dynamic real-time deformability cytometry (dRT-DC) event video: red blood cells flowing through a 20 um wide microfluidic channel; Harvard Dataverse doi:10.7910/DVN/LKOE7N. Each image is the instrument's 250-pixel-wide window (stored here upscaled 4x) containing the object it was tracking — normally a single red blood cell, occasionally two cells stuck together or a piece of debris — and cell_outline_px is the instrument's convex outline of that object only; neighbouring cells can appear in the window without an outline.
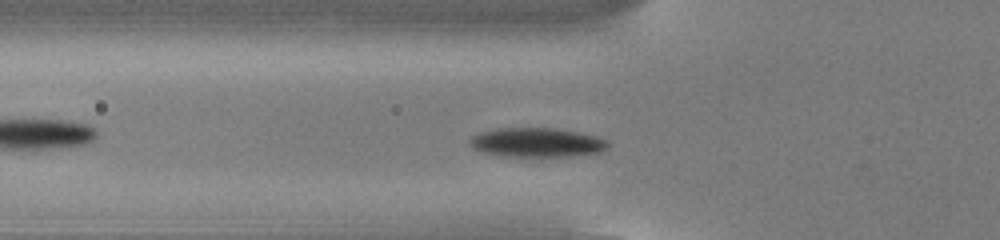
{"species": "common noctule bat (a hibernating species)", "species_latin": "Nyctalus noctula", "temperature_condition": "cold", "stored_images_in_passage": 45, "camera_frame_rate_fps": 3000, "um_per_image_px": 0.085, "animal": {"sex": "male", "body_mass_g": 13.0, "forearm_length_mm": 53.1}, "frame": {"image": 1, "passage_image": 10, "time_ms": 3.0, "image_size_px": [1000, 240], "cell_outline_px": [[608, 148], [604, 152], [572, 156], [500, 156], [480, 152], [472, 148], [468, 144], [468, 140], [472, 136], [480, 132], [500, 128], [552, 128], [576, 132], [596, 136], [608, 140]], "centroid_in_image_um": [45.61, 12.12], "position_along_channel_um": 80.2, "area_um2": 23.76}}
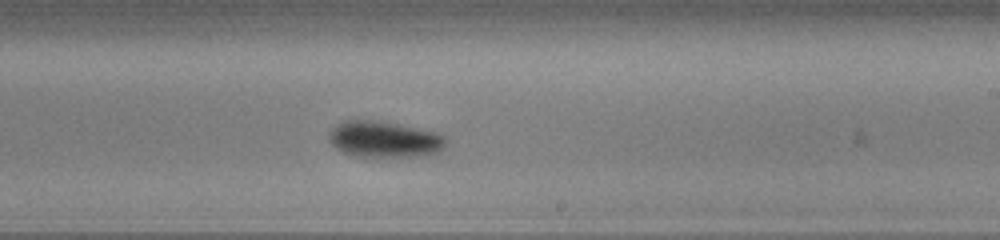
{"frame": {"image": 2, "passage_image": 24, "time_ms": 7.667, "image_size_px": [1000, 240], "cell_outline_px": [[448, 140], [440, 152], [424, 156], [376, 160], [352, 156], [336, 148], [332, 144], [328, 136], [332, 128], [344, 120], [380, 120], [436, 132], [444, 136]], "centroid_in_image_um": [32.69, 11.9], "position_along_channel_um": 256.3, "area_um2": 25.78}}
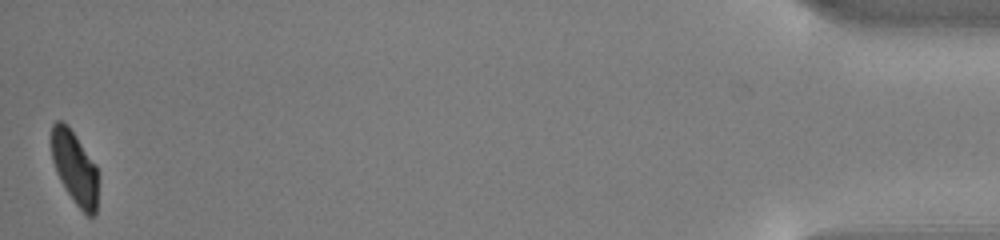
{"frame": {"image": 3, "passage_image": 45, "time_ms": 14.667, "image_size_px": [1000, 240], "cell_outline_px": [[96, 212], [92, 216], [88, 216], [76, 204], [60, 180], [56, 172], [52, 160], [52, 124], [56, 120], [60, 120], [72, 132], [96, 164]], "centroid_in_image_um": [6.33, 14.26], "position_along_channel_um": 428.9, "area_um2": 19.13}, "authors_computed_cell_mechanics": {"area_um2": 22.7732, "velocity_mm_per_s": 3.7849, "shape_relaxation_time_tau1_ms": 1.6835, "shape_relaxation_time_tau2_ms": null, "deformation_change_tau1": 0.1106, "deformation_change_tau2": null}}